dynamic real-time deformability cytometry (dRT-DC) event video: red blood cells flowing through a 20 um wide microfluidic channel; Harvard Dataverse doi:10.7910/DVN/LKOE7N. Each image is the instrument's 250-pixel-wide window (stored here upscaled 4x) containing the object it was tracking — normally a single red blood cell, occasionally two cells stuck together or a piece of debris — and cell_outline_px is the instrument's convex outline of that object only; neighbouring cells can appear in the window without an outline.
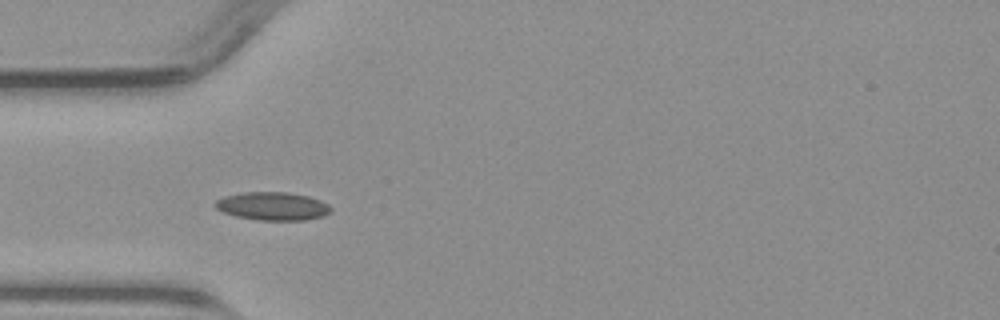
{"species": "common noctule bat (a hibernating species)", "species_latin": "Nyctalus noctula", "temperature_condition": "warm", "stored_images_in_passage": 11, "camera_frame_rate_fps": 3000, "um_per_image_px": 0.085, "animal": {"sex": "male", "body_mass_g": 23.1, "forearm_length_mm": 52.7}, "frame": {"image": 1, "passage_image": 4, "time_ms": 1.0, "image_size_px": [1000, 320], "cell_outline_px": [[332, 212], [324, 216], [304, 220], [256, 220], [236, 216], [224, 212], [216, 208], [212, 204], [216, 200], [224, 196], [244, 192], [288, 192], [308, 196], [320, 200], [328, 204], [332, 208]], "centroid_in_image_um": [23.18, 17.52], "position_along_channel_um": 61.8, "area_um2": 19.13}}